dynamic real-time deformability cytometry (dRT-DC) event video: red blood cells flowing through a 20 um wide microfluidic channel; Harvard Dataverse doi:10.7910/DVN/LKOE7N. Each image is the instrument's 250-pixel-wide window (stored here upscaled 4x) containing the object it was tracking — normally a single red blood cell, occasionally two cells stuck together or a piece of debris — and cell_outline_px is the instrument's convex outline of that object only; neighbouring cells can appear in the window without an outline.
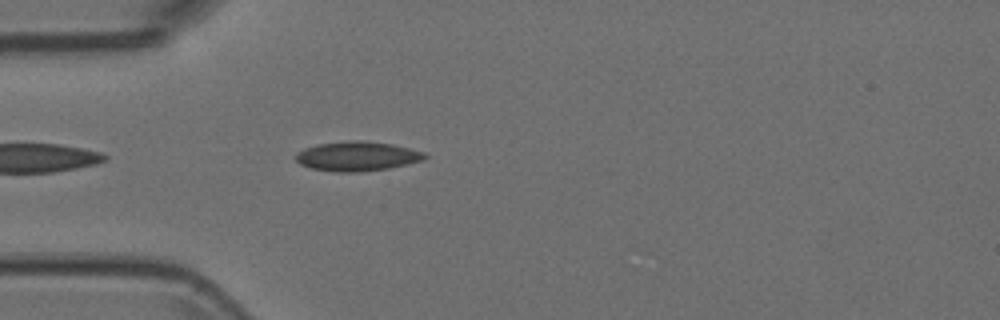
{"species": "Egyptian fruit bat (a non-hibernating species)", "species_latin": "Rousettus aegyptiacus", "temperature_condition": "room temperature", "stored_images_in_passage": 42, "camera_frame_rate_fps": 3000, "um_per_image_px": 0.085, "animal": {"sex": "female"}, "frame": {"image": 1, "passage_image": 3, "time_ms": 0.667, "image_size_px": [1000, 320], "cell_outline_px": [[428, 156], [424, 160], [388, 168], [356, 172], [336, 172], [312, 168], [300, 164], [296, 160], [296, 152], [304, 148], [316, 144], [348, 140], [360, 140], [392, 144], [424, 152]], "centroid_in_image_um": [30.33, 13.27], "position_along_channel_um": 54.7, "area_um2": 22.14}}
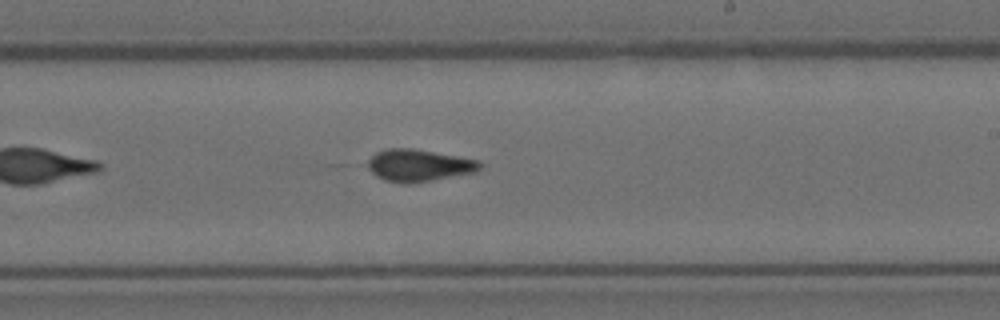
{"frame": {"image": 2, "passage_image": 19, "time_ms": 6.0, "image_size_px": [1000, 320], "cell_outline_px": [[484, 164], [476, 172], [432, 180], [408, 184], [404, 184], [384, 180], [376, 176], [368, 168], [368, 160], [376, 152], [388, 148], [412, 148], [480, 160]], "centroid_in_image_um": [35.61, 14.06], "position_along_channel_um": 253.4, "area_um2": 21.04}}
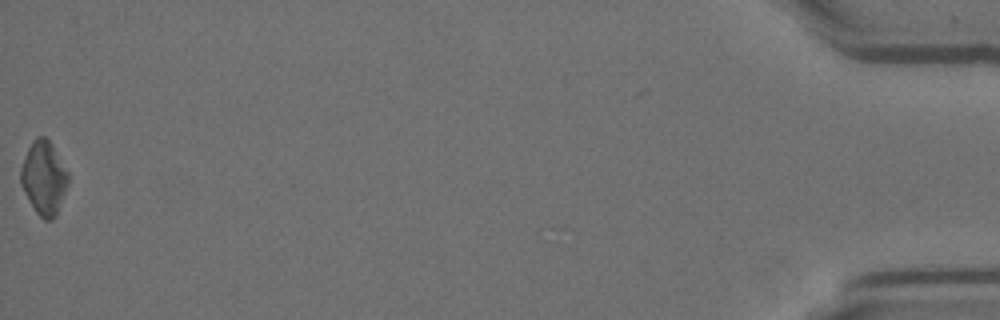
{"frame": {"image": 3, "passage_image": 41, "time_ms": 13.333, "image_size_px": [1000, 320], "cell_outline_px": [[68, 184], [56, 216], [52, 220], [44, 220], [36, 212], [28, 200], [20, 184], [20, 168], [28, 148], [32, 140], [36, 136], [44, 136], [52, 144], [68, 172]], "centroid_in_image_um": [3.71, 15.12], "position_along_channel_um": 431.5, "area_um2": 20.35}}